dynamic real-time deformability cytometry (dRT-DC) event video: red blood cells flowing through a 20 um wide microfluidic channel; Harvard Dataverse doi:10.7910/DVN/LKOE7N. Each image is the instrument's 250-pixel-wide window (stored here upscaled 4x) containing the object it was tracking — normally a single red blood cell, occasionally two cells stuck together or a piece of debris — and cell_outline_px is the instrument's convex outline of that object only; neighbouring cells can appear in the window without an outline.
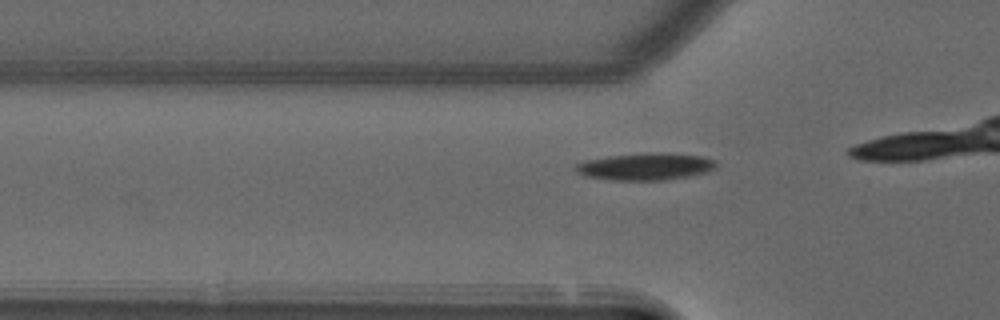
{"species": "common noctule bat (a hibernating species)", "species_latin": "Nyctalus noctula", "temperature_condition": "warm", "stored_images_in_passage": 35, "camera_frame_rate_fps": 3000, "um_per_image_px": 0.085, "animal": {"sex": "male", "forearm_length_mm": 52.5}, "frame": {"image": 1, "passage_image": 2, "time_ms": 0.333, "image_size_px": [1000, 320], "cell_outline_px": [[716, 168], [704, 172], [688, 176], [664, 180], [612, 180], [584, 176], [576, 172], [576, 164], [588, 160], [608, 156], [648, 152], [668, 152], [704, 156], [716, 160]], "centroid_in_image_um": [54.9, 14.14], "position_along_channel_um": 70.9, "area_um2": 22.31}}
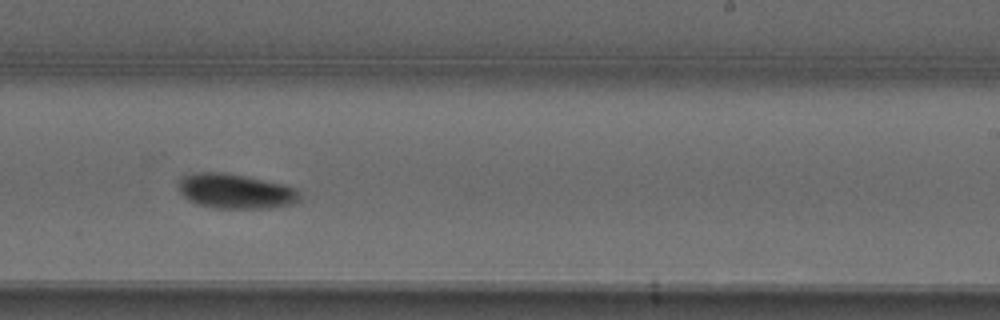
{"frame": {"image": 2, "passage_image": 15, "time_ms": 4.667, "image_size_px": [1000, 320], "cell_outline_px": [[300, 200], [292, 204], [268, 208], [212, 208], [188, 200], [180, 192], [176, 184], [180, 176], [192, 172], [224, 172], [284, 184], [292, 188], [300, 196]], "centroid_in_image_um": [19.93, 16.24], "position_along_channel_um": 269.1, "area_um2": 24.62}}
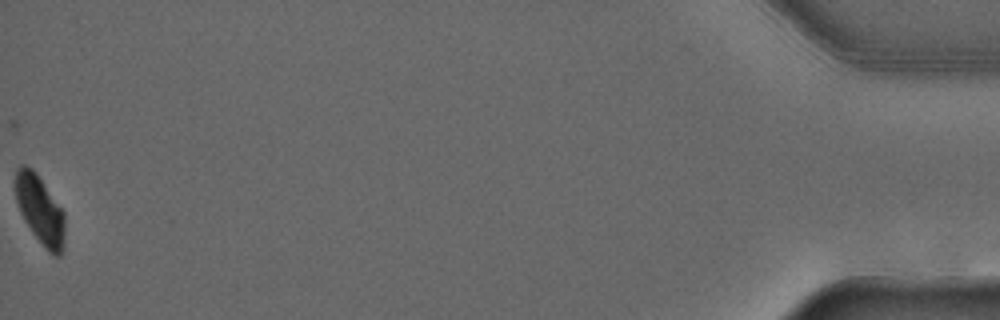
{"frame": {"image": 3, "passage_image": 35, "time_ms": 11.333, "image_size_px": [1000, 320], "cell_outline_px": [[64, 248], [60, 256], [56, 256], [48, 252], [44, 248], [32, 232], [24, 220], [20, 212], [16, 200], [16, 168], [20, 164], [24, 164], [32, 168], [36, 172], [64, 212]], "centroid_in_image_um": [3.41, 17.85], "position_along_channel_um": 431.8, "area_um2": 19.77}, "authors_computed_cell_mechanics": {"area_um2": 23.1778, "velocity_mm_per_s": 3.967, "shape_relaxation_time_tau1_ms": 2.6677, "shape_relaxation_time_tau2_ms": null, "deformation_change_tau1": 0.093, "deformation_change_tau2": null}}